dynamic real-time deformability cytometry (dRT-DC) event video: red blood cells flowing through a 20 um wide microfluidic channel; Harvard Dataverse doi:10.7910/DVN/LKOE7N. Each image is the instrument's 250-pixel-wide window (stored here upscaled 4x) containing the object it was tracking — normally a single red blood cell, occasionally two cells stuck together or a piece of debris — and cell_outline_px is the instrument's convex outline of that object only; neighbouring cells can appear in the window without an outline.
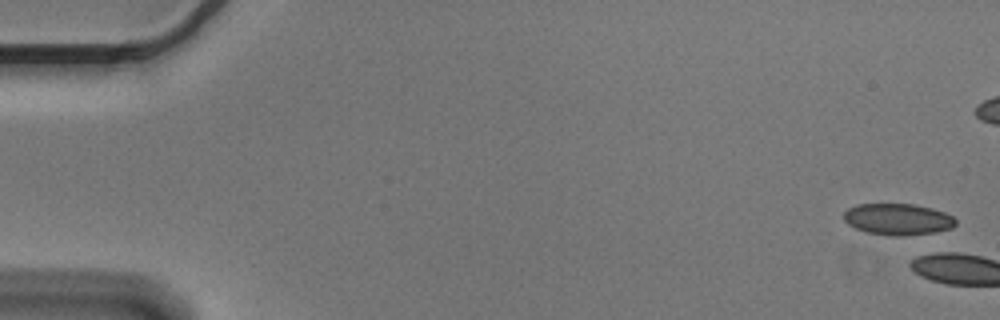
{"species": "Egyptian fruit bat (a non-hibernating species)", "species_latin": "Rousettus aegyptiacus", "temperature_condition": "cold", "stored_images_in_passage": 3, "camera_frame_rate_fps": 3000, "um_per_image_px": 0.085, "animal": {"sex": "male"}, "frame": {"image": 1, "passage_image": 1, "time_ms": 0.0, "image_size_px": [1000, 320], "cell_outline_px": [[956, 224], [952, 228], [936, 232], [904, 236], [888, 236], [864, 232], [848, 224], [844, 220], [844, 212], [848, 208], [856, 204], [912, 204], [932, 208], [944, 212], [952, 216], [956, 220]], "centroid_in_image_um": [76.31, 18.64], "position_along_channel_um": 8.7, "area_um2": 20.69}}